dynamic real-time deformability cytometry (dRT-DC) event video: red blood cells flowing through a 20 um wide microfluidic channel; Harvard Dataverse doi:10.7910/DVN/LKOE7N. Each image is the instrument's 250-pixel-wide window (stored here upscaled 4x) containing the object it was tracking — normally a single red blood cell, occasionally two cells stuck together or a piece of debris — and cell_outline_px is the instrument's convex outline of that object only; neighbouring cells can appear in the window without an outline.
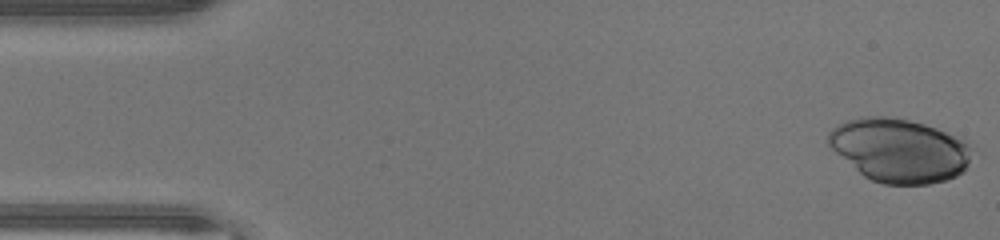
{"species": "human", "species_latin": "Homo sapiens", "temperature_condition": "warm", "stored_images_in_passage": 45, "camera_frame_rate_fps": 3000, "um_per_image_px": 0.085, "donor": {"sex": "male"}, "frame": {"image": 1, "passage_image": 1, "time_ms": 0.0, "image_size_px": [1000, 240], "cell_outline_px": [[968, 160], [964, 172], [956, 176], [944, 180], [928, 184], [884, 184], [872, 180], [864, 176], [836, 152], [828, 144], [828, 132], [832, 128], [848, 120], [860, 116], [884, 116], [908, 120], [924, 124], [936, 128], [968, 144]], "centroid_in_image_um": [76.39, 12.78], "position_along_channel_um": 8.6, "area_um2": 52.25}}
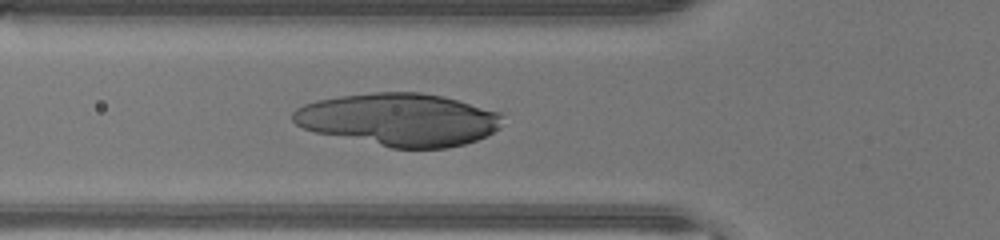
{"frame": {"image": 2, "passage_image": 16, "time_ms": 5.0, "image_size_px": [1000, 240], "cell_outline_px": [[500, 128], [476, 140], [464, 144], [444, 148], [392, 148], [316, 132], [304, 128], [296, 124], [292, 120], [292, 112], [296, 108], [304, 104], [316, 100], [340, 96], [372, 92], [420, 92], [444, 96], [500, 112]], "centroid_in_image_um": [33.89, 10.15], "position_along_channel_um": 91.9, "area_um2": 64.04}}
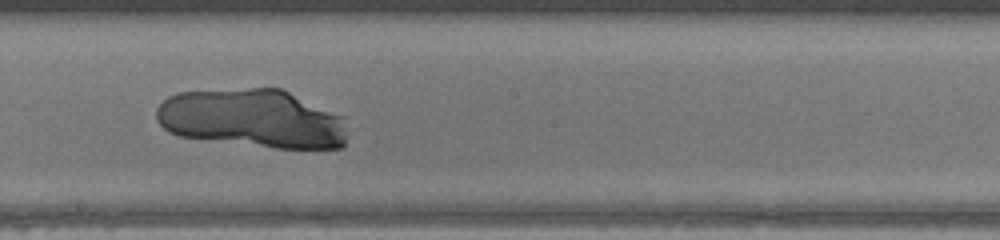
{"frame": {"image": 3, "passage_image": 25, "time_ms": 8.0, "image_size_px": [1000, 240], "cell_outline_px": [[344, 148], [276, 148], [180, 136], [168, 132], [156, 120], [156, 108], [168, 96], [180, 92], [248, 88], [280, 88], [344, 116]], "centroid_in_image_um": [21.44, 10.07], "position_along_channel_um": 226.8, "area_um2": 65.03}}